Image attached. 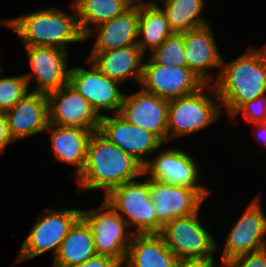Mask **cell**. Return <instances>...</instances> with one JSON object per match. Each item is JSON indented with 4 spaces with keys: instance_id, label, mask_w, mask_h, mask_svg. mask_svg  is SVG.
Returning <instances> with one entry per match:
<instances>
[{
    "instance_id": "10",
    "label": "cell",
    "mask_w": 266,
    "mask_h": 267,
    "mask_svg": "<svg viewBox=\"0 0 266 267\" xmlns=\"http://www.w3.org/2000/svg\"><path fill=\"white\" fill-rule=\"evenodd\" d=\"M160 153L143 166V173L158 182L195 189L206 199L209 191L198 183L199 166L196 160L178 148L167 149Z\"/></svg>"
},
{
    "instance_id": "24",
    "label": "cell",
    "mask_w": 266,
    "mask_h": 267,
    "mask_svg": "<svg viewBox=\"0 0 266 267\" xmlns=\"http://www.w3.org/2000/svg\"><path fill=\"white\" fill-rule=\"evenodd\" d=\"M96 255L91 229L80 217L61 242L52 267H71Z\"/></svg>"
},
{
    "instance_id": "32",
    "label": "cell",
    "mask_w": 266,
    "mask_h": 267,
    "mask_svg": "<svg viewBox=\"0 0 266 267\" xmlns=\"http://www.w3.org/2000/svg\"><path fill=\"white\" fill-rule=\"evenodd\" d=\"M71 267H122V266L116 260L110 257L96 255L81 264L74 265Z\"/></svg>"
},
{
    "instance_id": "4",
    "label": "cell",
    "mask_w": 266,
    "mask_h": 267,
    "mask_svg": "<svg viewBox=\"0 0 266 267\" xmlns=\"http://www.w3.org/2000/svg\"><path fill=\"white\" fill-rule=\"evenodd\" d=\"M81 218L91 229L97 255L110 257L123 266L134 236L127 222L105 200L98 209L81 210Z\"/></svg>"
},
{
    "instance_id": "1",
    "label": "cell",
    "mask_w": 266,
    "mask_h": 267,
    "mask_svg": "<svg viewBox=\"0 0 266 267\" xmlns=\"http://www.w3.org/2000/svg\"><path fill=\"white\" fill-rule=\"evenodd\" d=\"M208 88L228 117L245 102L266 95V46L249 49L228 63L222 58L220 72Z\"/></svg>"
},
{
    "instance_id": "36",
    "label": "cell",
    "mask_w": 266,
    "mask_h": 267,
    "mask_svg": "<svg viewBox=\"0 0 266 267\" xmlns=\"http://www.w3.org/2000/svg\"><path fill=\"white\" fill-rule=\"evenodd\" d=\"M130 7L138 5V0H124Z\"/></svg>"
},
{
    "instance_id": "29",
    "label": "cell",
    "mask_w": 266,
    "mask_h": 267,
    "mask_svg": "<svg viewBox=\"0 0 266 267\" xmlns=\"http://www.w3.org/2000/svg\"><path fill=\"white\" fill-rule=\"evenodd\" d=\"M27 93L29 87L23 74L0 78V112L8 111Z\"/></svg>"
},
{
    "instance_id": "35",
    "label": "cell",
    "mask_w": 266,
    "mask_h": 267,
    "mask_svg": "<svg viewBox=\"0 0 266 267\" xmlns=\"http://www.w3.org/2000/svg\"><path fill=\"white\" fill-rule=\"evenodd\" d=\"M255 127H257L255 130V133H257L258 138L266 144V122L265 123H254Z\"/></svg>"
},
{
    "instance_id": "23",
    "label": "cell",
    "mask_w": 266,
    "mask_h": 267,
    "mask_svg": "<svg viewBox=\"0 0 266 267\" xmlns=\"http://www.w3.org/2000/svg\"><path fill=\"white\" fill-rule=\"evenodd\" d=\"M177 261L159 234H134L122 267H176Z\"/></svg>"
},
{
    "instance_id": "12",
    "label": "cell",
    "mask_w": 266,
    "mask_h": 267,
    "mask_svg": "<svg viewBox=\"0 0 266 267\" xmlns=\"http://www.w3.org/2000/svg\"><path fill=\"white\" fill-rule=\"evenodd\" d=\"M86 60L90 70L80 66L71 68L69 85L89 102L99 117L103 116L100 110L119 113L124 97L118 88L121 84L108 78L91 61Z\"/></svg>"
},
{
    "instance_id": "3",
    "label": "cell",
    "mask_w": 266,
    "mask_h": 267,
    "mask_svg": "<svg viewBox=\"0 0 266 267\" xmlns=\"http://www.w3.org/2000/svg\"><path fill=\"white\" fill-rule=\"evenodd\" d=\"M74 15L49 7L15 18L0 20L14 30L24 46H46L66 50L69 43L84 41L73 4Z\"/></svg>"
},
{
    "instance_id": "28",
    "label": "cell",
    "mask_w": 266,
    "mask_h": 267,
    "mask_svg": "<svg viewBox=\"0 0 266 267\" xmlns=\"http://www.w3.org/2000/svg\"><path fill=\"white\" fill-rule=\"evenodd\" d=\"M150 56L156 63L164 66H187L184 47V33L172 34Z\"/></svg>"
},
{
    "instance_id": "2",
    "label": "cell",
    "mask_w": 266,
    "mask_h": 267,
    "mask_svg": "<svg viewBox=\"0 0 266 267\" xmlns=\"http://www.w3.org/2000/svg\"><path fill=\"white\" fill-rule=\"evenodd\" d=\"M143 166L99 131L90 137L85 165L75 178L82 190L102 189L106 196L113 188L142 178Z\"/></svg>"
},
{
    "instance_id": "34",
    "label": "cell",
    "mask_w": 266,
    "mask_h": 267,
    "mask_svg": "<svg viewBox=\"0 0 266 267\" xmlns=\"http://www.w3.org/2000/svg\"><path fill=\"white\" fill-rule=\"evenodd\" d=\"M176 267H215L214 258L178 259Z\"/></svg>"
},
{
    "instance_id": "16",
    "label": "cell",
    "mask_w": 266,
    "mask_h": 267,
    "mask_svg": "<svg viewBox=\"0 0 266 267\" xmlns=\"http://www.w3.org/2000/svg\"><path fill=\"white\" fill-rule=\"evenodd\" d=\"M119 114L136 127L150 131L164 143L168 140L169 100L140 90L125 95Z\"/></svg>"
},
{
    "instance_id": "6",
    "label": "cell",
    "mask_w": 266,
    "mask_h": 267,
    "mask_svg": "<svg viewBox=\"0 0 266 267\" xmlns=\"http://www.w3.org/2000/svg\"><path fill=\"white\" fill-rule=\"evenodd\" d=\"M207 88L205 84L191 95L169 100L168 140L194 134L219 119L221 105L204 92Z\"/></svg>"
},
{
    "instance_id": "20",
    "label": "cell",
    "mask_w": 266,
    "mask_h": 267,
    "mask_svg": "<svg viewBox=\"0 0 266 267\" xmlns=\"http://www.w3.org/2000/svg\"><path fill=\"white\" fill-rule=\"evenodd\" d=\"M139 25V5L131 6L122 15L101 23L84 36H93L97 29V39L90 52H106L113 49L137 45Z\"/></svg>"
},
{
    "instance_id": "8",
    "label": "cell",
    "mask_w": 266,
    "mask_h": 267,
    "mask_svg": "<svg viewBox=\"0 0 266 267\" xmlns=\"http://www.w3.org/2000/svg\"><path fill=\"white\" fill-rule=\"evenodd\" d=\"M199 211L178 217L162 226L159 235L178 259L213 257L217 245L198 219Z\"/></svg>"
},
{
    "instance_id": "17",
    "label": "cell",
    "mask_w": 266,
    "mask_h": 267,
    "mask_svg": "<svg viewBox=\"0 0 266 267\" xmlns=\"http://www.w3.org/2000/svg\"><path fill=\"white\" fill-rule=\"evenodd\" d=\"M149 191L157 216V234L169 221L200 211V206L204 202V198L195 189L150 178Z\"/></svg>"
},
{
    "instance_id": "11",
    "label": "cell",
    "mask_w": 266,
    "mask_h": 267,
    "mask_svg": "<svg viewBox=\"0 0 266 267\" xmlns=\"http://www.w3.org/2000/svg\"><path fill=\"white\" fill-rule=\"evenodd\" d=\"M114 115L110 117L103 114L100 117L99 132L144 166L150 160V155L160 149L164 142L152 132L132 125L119 113Z\"/></svg>"
},
{
    "instance_id": "15",
    "label": "cell",
    "mask_w": 266,
    "mask_h": 267,
    "mask_svg": "<svg viewBox=\"0 0 266 267\" xmlns=\"http://www.w3.org/2000/svg\"><path fill=\"white\" fill-rule=\"evenodd\" d=\"M49 123L64 127H79L96 132L100 117L89 102L69 84L46 94Z\"/></svg>"
},
{
    "instance_id": "19",
    "label": "cell",
    "mask_w": 266,
    "mask_h": 267,
    "mask_svg": "<svg viewBox=\"0 0 266 267\" xmlns=\"http://www.w3.org/2000/svg\"><path fill=\"white\" fill-rule=\"evenodd\" d=\"M215 38L210 23L184 33L187 67L205 84H211L215 77L210 69H221L222 57Z\"/></svg>"
},
{
    "instance_id": "7",
    "label": "cell",
    "mask_w": 266,
    "mask_h": 267,
    "mask_svg": "<svg viewBox=\"0 0 266 267\" xmlns=\"http://www.w3.org/2000/svg\"><path fill=\"white\" fill-rule=\"evenodd\" d=\"M80 217V209L46 210L22 242L16 263L32 259L51 250L55 257L61 242Z\"/></svg>"
},
{
    "instance_id": "14",
    "label": "cell",
    "mask_w": 266,
    "mask_h": 267,
    "mask_svg": "<svg viewBox=\"0 0 266 267\" xmlns=\"http://www.w3.org/2000/svg\"><path fill=\"white\" fill-rule=\"evenodd\" d=\"M31 73L24 74L28 87L31 79L37 81L33 92L49 93L69 84L67 50L46 46H24Z\"/></svg>"
},
{
    "instance_id": "26",
    "label": "cell",
    "mask_w": 266,
    "mask_h": 267,
    "mask_svg": "<svg viewBox=\"0 0 266 267\" xmlns=\"http://www.w3.org/2000/svg\"><path fill=\"white\" fill-rule=\"evenodd\" d=\"M172 34L174 33L165 14L157 5L139 4L137 45L143 53H146L147 48H150L152 53Z\"/></svg>"
},
{
    "instance_id": "13",
    "label": "cell",
    "mask_w": 266,
    "mask_h": 267,
    "mask_svg": "<svg viewBox=\"0 0 266 267\" xmlns=\"http://www.w3.org/2000/svg\"><path fill=\"white\" fill-rule=\"evenodd\" d=\"M260 198L252 200L226 237L222 264L233 257L266 248V215L262 211Z\"/></svg>"
},
{
    "instance_id": "25",
    "label": "cell",
    "mask_w": 266,
    "mask_h": 267,
    "mask_svg": "<svg viewBox=\"0 0 266 267\" xmlns=\"http://www.w3.org/2000/svg\"><path fill=\"white\" fill-rule=\"evenodd\" d=\"M164 6L155 1L138 2V5H157L165 14L173 33L182 34L189 30L209 24V21L201 16L205 6V0H163Z\"/></svg>"
},
{
    "instance_id": "9",
    "label": "cell",
    "mask_w": 266,
    "mask_h": 267,
    "mask_svg": "<svg viewBox=\"0 0 266 267\" xmlns=\"http://www.w3.org/2000/svg\"><path fill=\"white\" fill-rule=\"evenodd\" d=\"M143 63L141 89L162 99L172 100L191 95L205 83L187 66H164L151 57Z\"/></svg>"
},
{
    "instance_id": "18",
    "label": "cell",
    "mask_w": 266,
    "mask_h": 267,
    "mask_svg": "<svg viewBox=\"0 0 266 267\" xmlns=\"http://www.w3.org/2000/svg\"><path fill=\"white\" fill-rule=\"evenodd\" d=\"M5 114L9 133L14 142L43 133L49 124L47 95L31 91Z\"/></svg>"
},
{
    "instance_id": "5",
    "label": "cell",
    "mask_w": 266,
    "mask_h": 267,
    "mask_svg": "<svg viewBox=\"0 0 266 267\" xmlns=\"http://www.w3.org/2000/svg\"><path fill=\"white\" fill-rule=\"evenodd\" d=\"M142 177L147 179L139 182L136 178L113 188L104 200L129 228H135L134 234H157V216L150 196L149 178L144 173Z\"/></svg>"
},
{
    "instance_id": "22",
    "label": "cell",
    "mask_w": 266,
    "mask_h": 267,
    "mask_svg": "<svg viewBox=\"0 0 266 267\" xmlns=\"http://www.w3.org/2000/svg\"><path fill=\"white\" fill-rule=\"evenodd\" d=\"M51 149L56 160L76 167L75 178L85 165L87 146L93 131L79 127H64L49 123Z\"/></svg>"
},
{
    "instance_id": "31",
    "label": "cell",
    "mask_w": 266,
    "mask_h": 267,
    "mask_svg": "<svg viewBox=\"0 0 266 267\" xmlns=\"http://www.w3.org/2000/svg\"><path fill=\"white\" fill-rule=\"evenodd\" d=\"M224 267H266V248L233 257Z\"/></svg>"
},
{
    "instance_id": "27",
    "label": "cell",
    "mask_w": 266,
    "mask_h": 267,
    "mask_svg": "<svg viewBox=\"0 0 266 267\" xmlns=\"http://www.w3.org/2000/svg\"><path fill=\"white\" fill-rule=\"evenodd\" d=\"M73 2L83 36L97 25L122 15L130 8L124 0H74Z\"/></svg>"
},
{
    "instance_id": "33",
    "label": "cell",
    "mask_w": 266,
    "mask_h": 267,
    "mask_svg": "<svg viewBox=\"0 0 266 267\" xmlns=\"http://www.w3.org/2000/svg\"><path fill=\"white\" fill-rule=\"evenodd\" d=\"M14 140L11 138L8 121L5 112H0V152L5 151L6 146L11 144Z\"/></svg>"
},
{
    "instance_id": "30",
    "label": "cell",
    "mask_w": 266,
    "mask_h": 267,
    "mask_svg": "<svg viewBox=\"0 0 266 267\" xmlns=\"http://www.w3.org/2000/svg\"><path fill=\"white\" fill-rule=\"evenodd\" d=\"M239 113L243 118L251 123L266 122V95L258 96L254 100H250L242 104L230 117H236Z\"/></svg>"
},
{
    "instance_id": "21",
    "label": "cell",
    "mask_w": 266,
    "mask_h": 267,
    "mask_svg": "<svg viewBox=\"0 0 266 267\" xmlns=\"http://www.w3.org/2000/svg\"><path fill=\"white\" fill-rule=\"evenodd\" d=\"M144 53L138 45H130L106 52H91L87 58L111 80L120 84L134 78L140 83Z\"/></svg>"
}]
</instances>
